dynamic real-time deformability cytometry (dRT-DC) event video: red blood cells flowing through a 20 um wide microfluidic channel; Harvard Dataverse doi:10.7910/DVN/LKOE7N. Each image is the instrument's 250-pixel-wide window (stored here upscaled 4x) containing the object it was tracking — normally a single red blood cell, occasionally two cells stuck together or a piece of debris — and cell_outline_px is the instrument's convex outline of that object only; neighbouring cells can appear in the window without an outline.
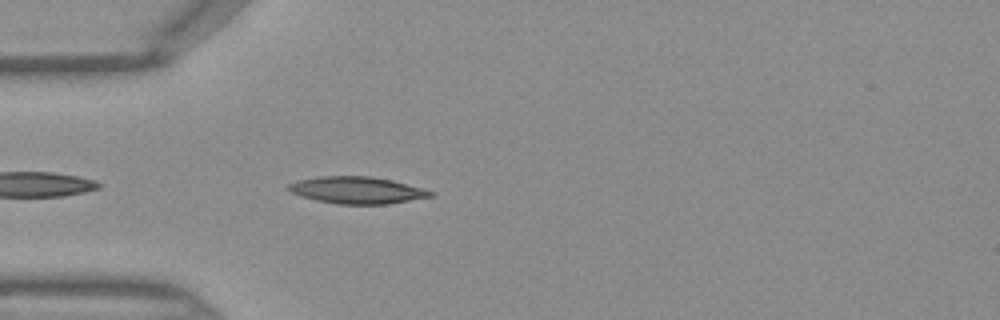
{"species": "Egyptian fruit bat (a non-hibernating species)", "species_latin": "Rousettus aegyptiacus", "temperature_condition": "warm", "stored_images_in_passage": 17, "camera_frame_rate_fps": 3000, "um_per_image_px": 0.085, "frame": {"image": 1, "passage_image": 2, "time_ms": 0.333, "image_size_px": [1000, 320], "cell_outline_px": [[436, 196], [388, 204], [336, 204], [316, 200], [300, 196], [284, 188], [288, 184], [296, 180], [320, 176], [368, 176], [392, 180], [436, 192]], "centroid_in_image_um": [30.34, 16.17], "position_along_channel_um": 54.7, "area_um2": 22.48}}
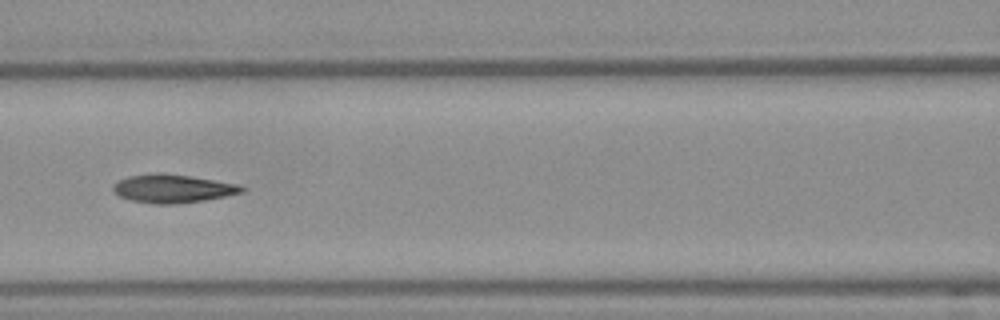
{"frame": {"image": 2, "passage_image": 9, "time_ms": 2.667, "image_size_px": [1000, 320], "cell_outline_px": [[244, 192], [204, 200], [176, 204], [156, 204], [132, 200], [120, 196], [112, 188], [112, 184], [116, 180], [128, 176], [156, 172], [164, 172], [236, 184], [244, 188]], "centroid_in_image_um": [14.61, 16.02], "position_along_channel_um": 152.0, "area_um2": 21.1}}
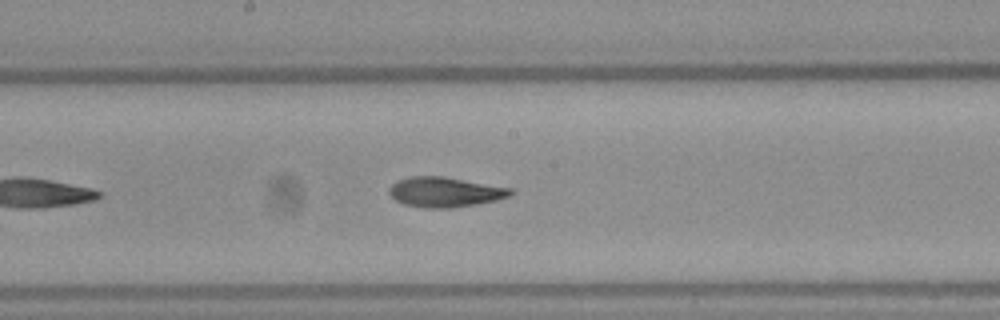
{"frame": {"image": 3, "passage_image": 13, "time_ms": 4.0, "image_size_px": [1000, 320], "cell_outline_px": [[516, 192], [512, 196], [496, 200], [476, 204], [452, 208], [424, 208], [404, 204], [396, 200], [388, 192], [388, 188], [392, 184], [400, 180], [412, 176], [444, 176], [512, 188]], "centroid_in_image_um": [37.87, 16.32], "position_along_channel_um": 210.3, "area_um2": 21.33}}